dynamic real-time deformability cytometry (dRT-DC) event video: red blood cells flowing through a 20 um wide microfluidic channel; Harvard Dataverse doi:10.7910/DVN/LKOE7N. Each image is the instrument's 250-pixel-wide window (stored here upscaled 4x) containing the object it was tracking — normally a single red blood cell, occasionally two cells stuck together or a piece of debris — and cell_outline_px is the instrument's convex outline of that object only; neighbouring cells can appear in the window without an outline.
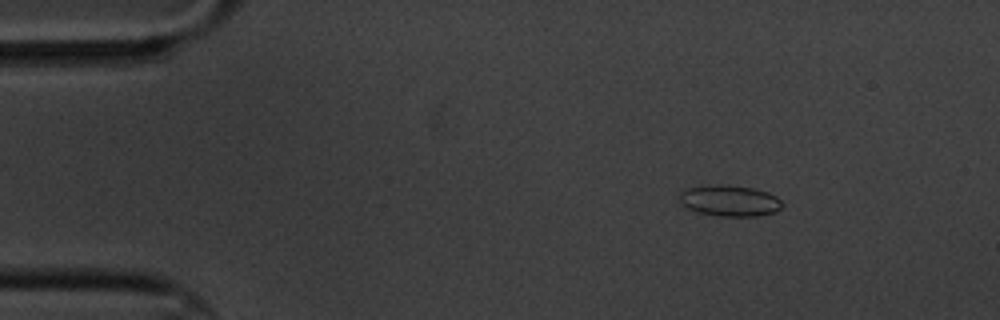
{"species": "common noctule bat (a hibernating species)", "species_latin": "Nyctalus noctula", "temperature_condition": "cold", "stored_images_in_passage": 7, "camera_frame_rate_fps": 3000, "um_per_image_px": 0.085, "animal": {"sex": "male", "body_mass_g": 20.1, "forearm_length_mm": 53.5}, "frame": {"image": 1, "passage_image": 1, "time_ms": 0.0, "image_size_px": [1000, 320], "cell_outline_px": [[784, 204], [776, 212], [756, 216], [720, 216], [696, 212], [680, 204], [680, 192], [688, 188], [708, 184], [724, 184], [752, 188], [768, 192], [776, 196]], "centroid_in_image_um": [62.01, 17.05], "position_along_channel_um": 23.0, "area_um2": 18.79}}
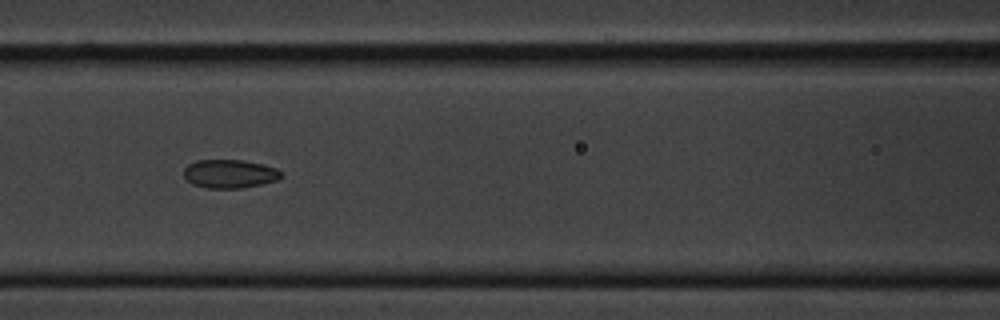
{"frame": {"image": 2, "passage_image": 6, "time_ms": 5.667, "image_size_px": [1000, 320], "cell_outline_px": [[284, 176], [276, 180], [260, 184], [240, 188], [204, 188], [192, 184], [184, 176], [184, 168], [188, 164], [196, 160], [244, 160], [264, 164], [276, 168], [284, 172]], "centroid_in_image_um": [19.54, 14.76], "position_along_channel_um": 147.1, "area_um2": 16.36}}
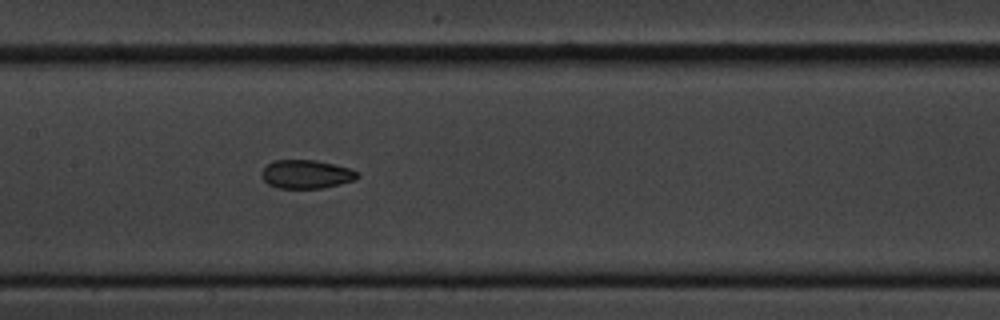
{"frame": {"image": 3, "passage_image": 7, "time_ms": 6.667, "image_size_px": [1000, 320], "cell_outline_px": [[360, 176], [356, 180], [324, 188], [276, 188], [268, 184], [260, 176], [260, 172], [272, 160], [316, 160], [348, 168], [360, 172]], "centroid_in_image_um": [26.03, 14.81], "position_along_channel_um": 181.4, "area_um2": 16.13}}